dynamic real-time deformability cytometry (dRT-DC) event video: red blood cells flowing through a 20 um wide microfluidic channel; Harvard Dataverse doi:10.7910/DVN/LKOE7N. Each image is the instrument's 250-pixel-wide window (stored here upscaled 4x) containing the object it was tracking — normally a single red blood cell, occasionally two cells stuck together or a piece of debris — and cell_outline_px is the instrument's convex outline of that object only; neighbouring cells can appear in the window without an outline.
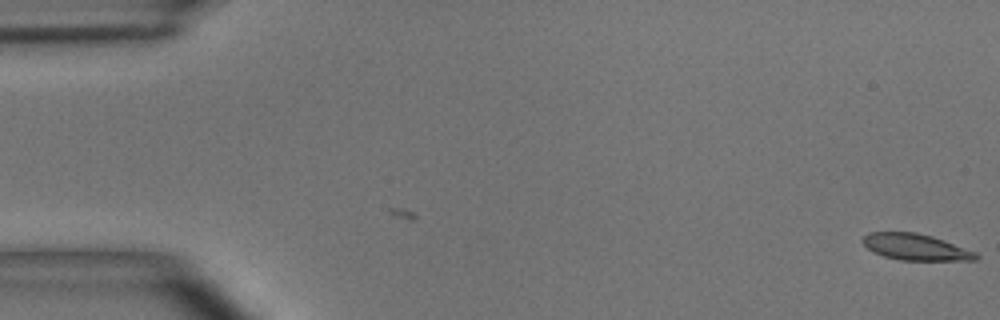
{"species": "common noctule bat (a hibernating species)", "species_latin": "Nyctalus noctula", "temperature_condition": "room temperature", "stored_images_in_passage": 6, "camera_frame_rate_fps": 3000, "um_per_image_px": 0.085, "animal": {"sex": "male", "body_mass_g": 15.6}, "frame": {"image": 1, "passage_image": 6, "time_ms": 1.667, "image_size_px": [1000, 320], "cell_outline_px": [[980, 256], [976, 260], [900, 260], [884, 256], [872, 252], [860, 240], [868, 232], [916, 232], [932, 236], [944, 240], [976, 252]], "centroid_in_image_um": [77.81, 20.99], "position_along_channel_um": 7.2, "area_um2": 17.4}}